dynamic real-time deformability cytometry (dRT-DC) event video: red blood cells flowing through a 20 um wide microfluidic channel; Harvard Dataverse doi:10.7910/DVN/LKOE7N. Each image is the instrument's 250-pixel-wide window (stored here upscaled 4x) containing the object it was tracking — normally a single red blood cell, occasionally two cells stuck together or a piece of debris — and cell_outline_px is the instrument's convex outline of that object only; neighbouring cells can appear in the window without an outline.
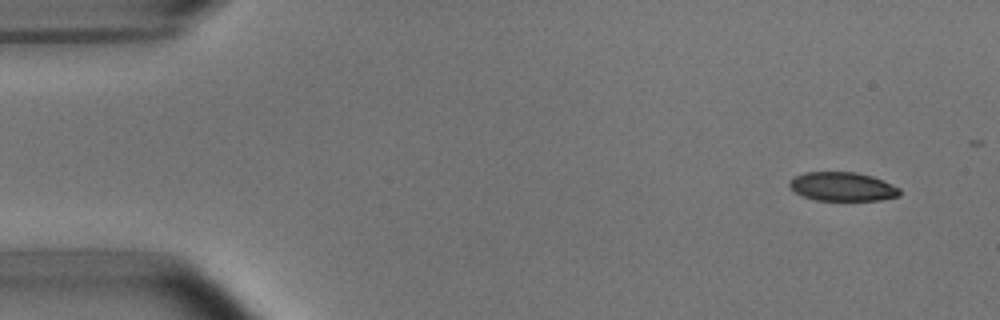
{"species": "common noctule bat (a hibernating species)", "species_latin": "Nyctalus noctula", "temperature_condition": "room temperature", "stored_images_in_passage": 4, "camera_frame_rate_fps": 3000, "um_per_image_px": 0.085, "animal": {"sex": "male", "body_mass_g": 15.6}, "frame": {"image": 1, "passage_image": 1, "time_ms": 0.0, "image_size_px": [1000, 320], "cell_outline_px": [[900, 196], [880, 200], [816, 200], [804, 196], [796, 192], [788, 184], [796, 176], [804, 172], [856, 172], [872, 176], [900, 188]], "centroid_in_image_um": [71.64, 15.86], "position_along_channel_um": 13.4, "area_um2": 18.32}}